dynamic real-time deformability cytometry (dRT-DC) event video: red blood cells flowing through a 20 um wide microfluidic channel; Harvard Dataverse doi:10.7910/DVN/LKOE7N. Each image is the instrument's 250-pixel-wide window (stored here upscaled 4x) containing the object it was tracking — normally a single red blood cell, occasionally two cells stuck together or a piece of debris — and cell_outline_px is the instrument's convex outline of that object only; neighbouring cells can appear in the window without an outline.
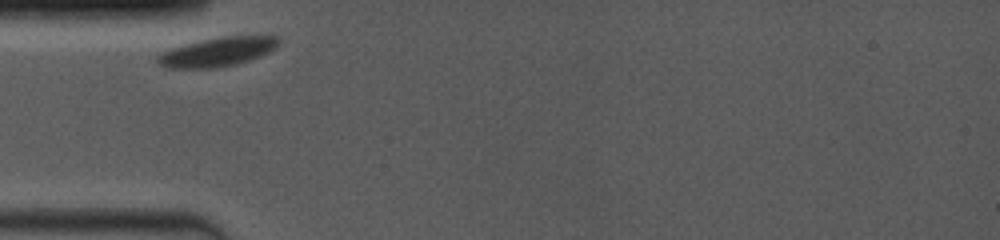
{"species": "common noctule bat (a hibernating species)", "species_latin": "Nyctalus noctula", "temperature_condition": "room temperature", "stored_images_in_passage": 9, "camera_frame_rate_fps": 4000, "um_per_image_px": 0.085, "animal": {"sex": "female", "body_mass_g": 19.0, "forearm_length_mm": 53.3}, "frame": {"image": 1, "passage_image": 1, "time_ms": 0.0, "image_size_px": [1000, 240], "cell_outline_px": [[280, 44], [276, 48], [260, 56], [236, 64], [212, 68], [164, 68], [156, 64], [156, 56], [160, 52], [184, 44], [224, 36], [276, 36], [280, 40]], "centroid_in_image_um": [18.44, 4.42], "position_along_channel_um": 66.6, "area_um2": 20.52}}
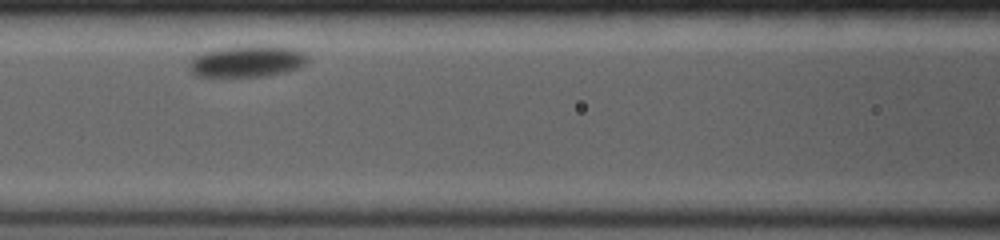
{"frame": {"image": 2, "passage_image": 4, "time_ms": 2.5, "image_size_px": [1000, 240], "cell_outline_px": [[308, 60], [300, 68], [288, 72], [264, 76], [196, 76], [188, 68], [192, 60], [196, 56], [204, 52], [228, 48], [292, 48], [304, 52], [308, 56]], "centroid_in_image_um": [21.04, 5.27], "position_along_channel_um": 145.6, "area_um2": 20.69}}
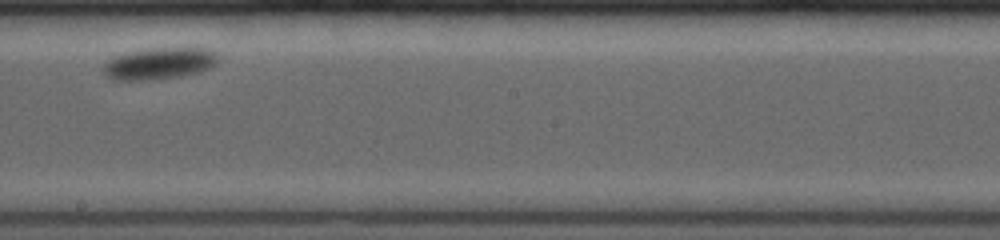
{"frame": {"image": 3, "passage_image": 8, "time_ms": 5.25, "image_size_px": [1000, 240], "cell_outline_px": [[220, 56], [216, 64], [200, 72], [180, 76], [156, 80], [112, 80], [104, 72], [104, 64], [108, 60], [116, 56], [132, 52], [152, 48], [208, 48], [216, 52]], "centroid_in_image_um": [13.59, 5.4], "position_along_channel_um": 234.6, "area_um2": 21.15}}